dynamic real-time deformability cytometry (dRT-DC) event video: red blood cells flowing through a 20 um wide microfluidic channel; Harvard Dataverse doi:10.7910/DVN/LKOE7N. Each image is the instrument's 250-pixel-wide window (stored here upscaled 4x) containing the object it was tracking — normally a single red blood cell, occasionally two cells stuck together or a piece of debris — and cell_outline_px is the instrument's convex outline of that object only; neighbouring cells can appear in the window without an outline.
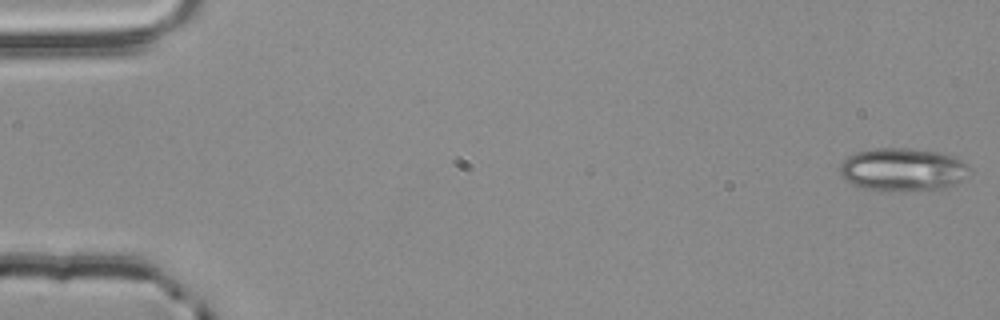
{"species": "common noctule bat (a hibernating species)", "species_latin": "Nyctalus noctula", "temperature_condition": "room temperature", "stored_images_in_passage": 6, "camera_frame_rate_fps": 3000, "um_per_image_px": 0.085, "animal": {"sex": "male", "body_mass_g": 20.4}, "frame": {"image": 1, "passage_image": 1, "time_ms": 0.0, "image_size_px": [1000, 320], "cell_outline_px": [[968, 168], [960, 180], [956, 184], [944, 188], [916, 192], [888, 192], [864, 188], [852, 184], [840, 176], [840, 164], [848, 156], [856, 152], [876, 148], [908, 148], [936, 152], [956, 156], [968, 164]], "centroid_in_image_um": [76.7, 14.44], "position_along_channel_um": 8.3, "area_um2": 32.89}}
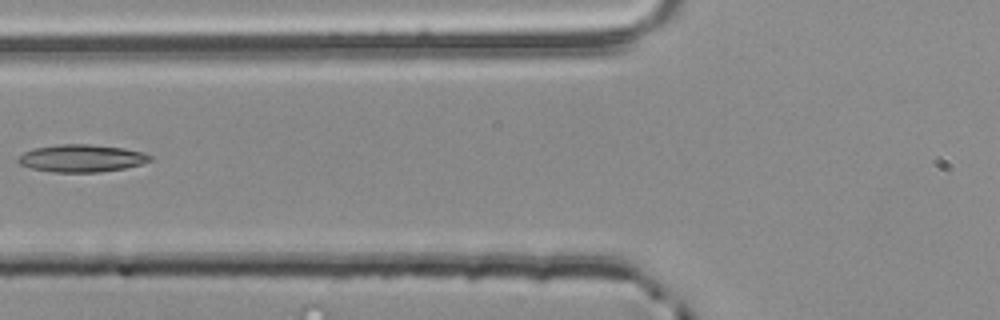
{"frame": {"image": 2, "passage_image": 6, "time_ms": 1.667, "image_size_px": [1000, 320], "cell_outline_px": [[152, 160], [140, 164], [124, 168], [100, 172], [52, 172], [32, 168], [20, 164], [16, 160], [24, 152], [36, 148], [60, 144], [88, 144], [124, 148], [144, 152], [152, 156]], "centroid_in_image_um": [6.96, 13.45], "position_along_channel_um": 118.8, "area_um2": 20.98}}